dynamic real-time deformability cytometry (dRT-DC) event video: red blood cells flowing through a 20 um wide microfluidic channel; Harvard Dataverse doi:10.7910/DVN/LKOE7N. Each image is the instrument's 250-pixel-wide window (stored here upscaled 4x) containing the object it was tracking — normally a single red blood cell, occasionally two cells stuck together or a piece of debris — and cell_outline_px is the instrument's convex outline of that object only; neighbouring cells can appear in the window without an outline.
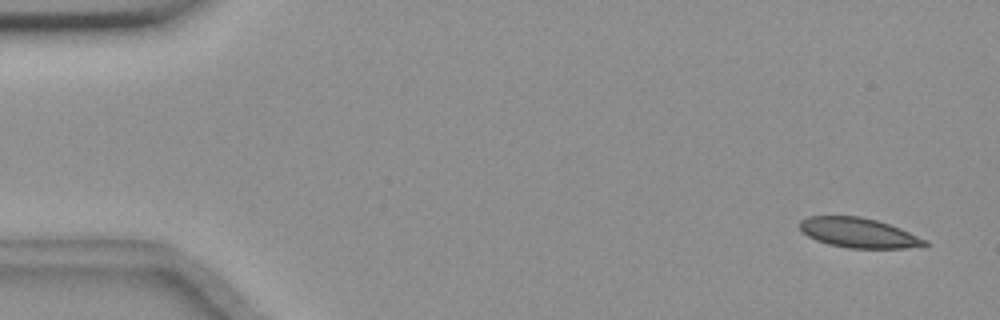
{"species": "common noctule bat (a hibernating species)", "species_latin": "Nyctalus noctula", "temperature_condition": "room temperature", "stored_images_in_passage": 9, "camera_frame_rate_fps": 3000, "um_per_image_px": 0.085, "animal": {"sex": "female", "body_mass_g": 18.4}, "frame": {"image": 1, "passage_image": 1, "time_ms": 0.0, "image_size_px": [1000, 320], "cell_outline_px": [[928, 244], [904, 248], [848, 248], [828, 244], [816, 240], [808, 236], [800, 228], [800, 220], [808, 216], [860, 216], [876, 220], [900, 228], [928, 240]], "centroid_in_image_um": [72.96, 19.78], "position_along_channel_um": 12.0, "area_um2": 21.56}}
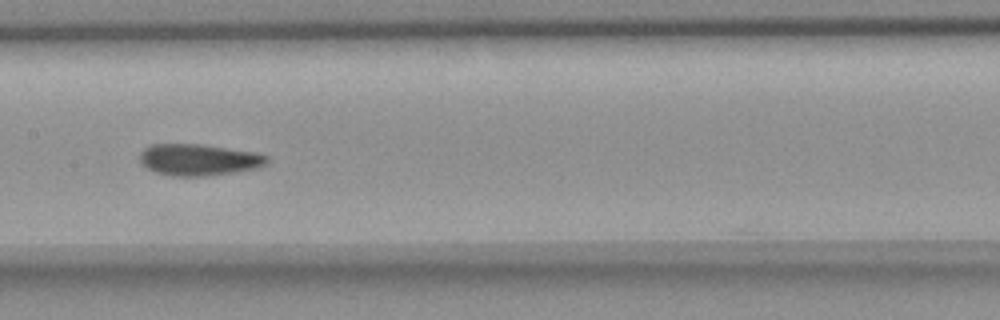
{"frame": {"image": 2, "passage_image": 7, "time_ms": 8.333, "image_size_px": [1000, 320], "cell_outline_px": [[268, 164], [260, 168], [204, 176], [172, 176], [156, 172], [140, 164], [140, 152], [144, 148], [152, 144], [204, 144], [256, 152], [268, 156]], "centroid_in_image_um": [16.92, 13.57], "position_along_channel_um": 190.5, "area_um2": 23.58}}
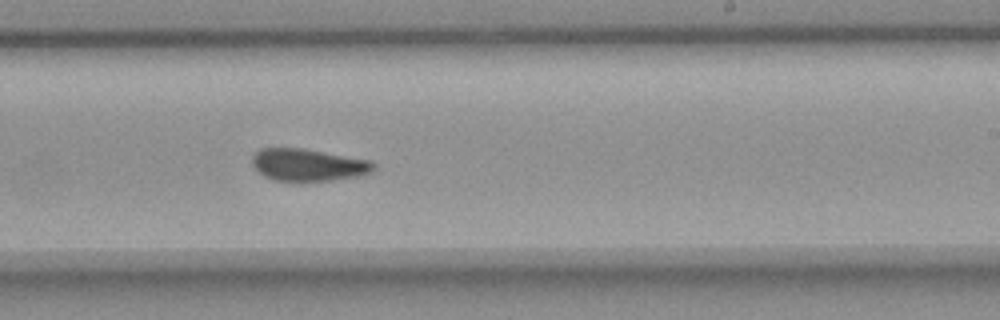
{"frame": {"image": 3, "passage_image": 9, "time_ms": 10.333, "image_size_px": [1000, 320], "cell_outline_px": [[376, 168], [372, 172], [360, 176], [332, 180], [300, 184], [296, 184], [272, 180], [264, 176], [252, 164], [252, 156], [260, 148], [304, 148], [372, 160], [376, 164]], "centroid_in_image_um": [26.22, 14.05], "position_along_channel_um": 262.8, "area_um2": 23.81}}